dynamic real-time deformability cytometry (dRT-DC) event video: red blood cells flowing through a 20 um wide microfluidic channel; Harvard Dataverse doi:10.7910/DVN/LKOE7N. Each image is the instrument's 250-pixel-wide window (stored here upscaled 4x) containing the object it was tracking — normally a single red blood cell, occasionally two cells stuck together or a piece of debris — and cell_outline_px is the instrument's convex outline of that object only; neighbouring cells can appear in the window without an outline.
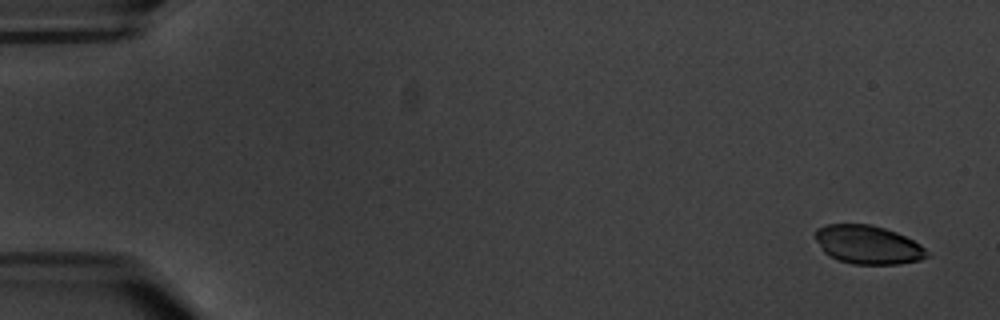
{"species": "common noctule bat (a hibernating species)", "species_latin": "Nyctalus noctula", "temperature_condition": "warm", "stored_images_in_passage": 7, "camera_frame_rate_fps": 3000, "um_per_image_px": 0.085, "animal": {"sex": "male", "body_mass_g": 20.1, "forearm_length_mm": 53.5}, "frame": {"image": 1, "passage_image": 1, "time_ms": 0.0, "image_size_px": [1000, 320], "cell_outline_px": [[928, 256], [920, 260], [900, 264], [852, 264], [828, 256], [824, 252], [816, 240], [816, 228], [828, 224], [872, 224], [896, 232], [920, 244], [928, 252]], "centroid_in_image_um": [73.77, 20.8], "position_along_channel_um": 11.2, "area_um2": 25.03}}
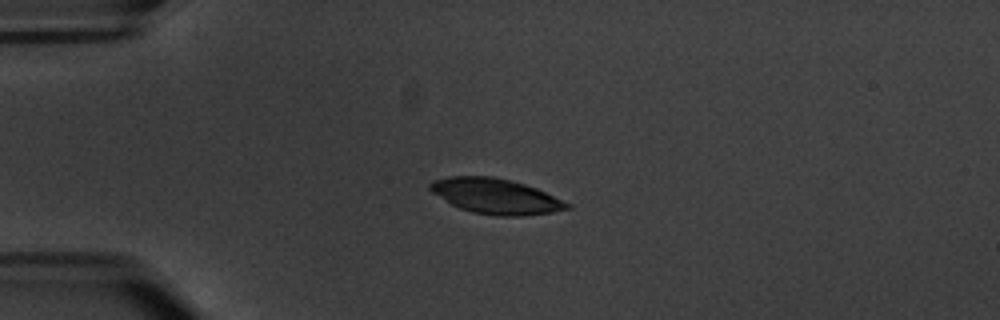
{"frame": {"image": 2, "passage_image": 5, "time_ms": 4.333, "image_size_px": [1000, 320], "cell_outline_px": [[572, 208], [552, 212], [520, 216], [496, 216], [472, 212], [460, 208], [452, 204], [432, 192], [428, 188], [428, 184], [432, 180], [448, 176], [492, 176], [524, 184], [536, 188], [572, 204]], "centroid_in_image_um": [42.13, 16.68], "position_along_channel_um": 42.9, "area_um2": 28.09}}